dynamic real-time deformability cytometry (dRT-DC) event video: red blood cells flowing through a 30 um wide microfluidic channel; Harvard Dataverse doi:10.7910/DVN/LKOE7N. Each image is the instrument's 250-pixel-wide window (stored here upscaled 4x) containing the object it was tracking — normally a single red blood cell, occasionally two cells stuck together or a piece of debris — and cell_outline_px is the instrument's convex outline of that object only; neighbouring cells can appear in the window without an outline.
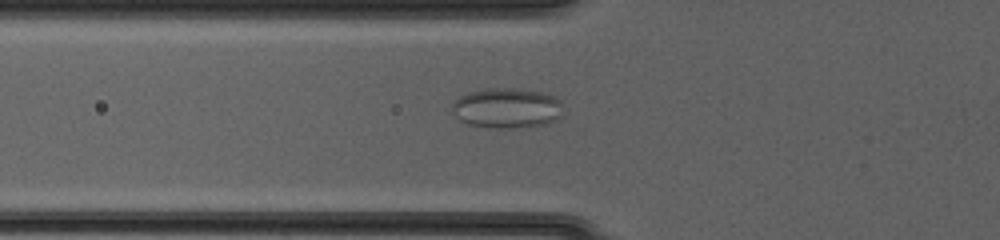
{"species": "common noctule bat (a hibernating species)", "species_latin": "Nyctalus noctula", "temperature_condition": "cold", "stored_images_in_passage": 30, "camera_frame_rate_fps": 3000, "um_per_image_px": 0.085, "animal": {"sex": "female", "body_mass_g": 20.0, "forearm_length_mm": 54.0}, "frame": {"image": 1, "passage_image": 6, "time_ms": 1.667, "image_size_px": [1000, 240], "cell_outline_px": [[560, 116], [556, 120], [548, 124], [516, 128], [488, 128], [468, 124], [460, 120], [452, 112], [452, 104], [460, 96], [468, 92], [484, 88], [516, 88], [548, 92], [556, 96], [560, 100]], "centroid_in_image_um": [43.09, 9.18], "position_along_channel_um": 82.7, "area_um2": 26.41}}
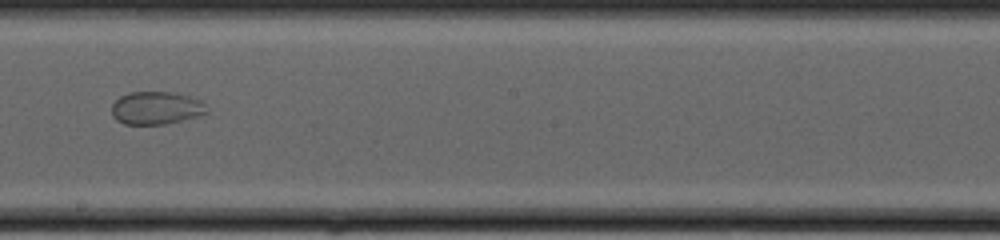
{"frame": {"image": 2, "passage_image": 17, "time_ms": 5.333, "image_size_px": [1000, 240], "cell_outline_px": [[208, 112], [200, 116], [164, 124], [124, 124], [116, 120], [112, 116], [112, 104], [120, 96], [128, 92], [172, 92], [188, 96], [200, 100], [204, 104]], "centroid_in_image_um": [13.26, 9.18], "position_along_channel_um": 234.9, "area_um2": 18.21}}
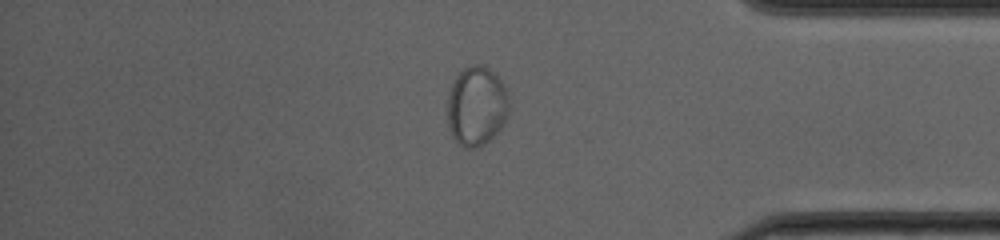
{"frame": {"image": 3, "passage_image": 30, "time_ms": 9.667, "image_size_px": [1000, 240], "cell_outline_px": [[508, 116], [500, 128], [484, 144], [476, 148], [464, 148], [452, 136], [448, 124], [448, 96], [452, 84], [456, 76], [464, 68], [472, 64], [480, 64], [496, 72], [504, 84], [508, 92]], "centroid_in_image_um": [40.52, 8.99], "position_along_channel_um": 394.7, "area_um2": 28.61}}